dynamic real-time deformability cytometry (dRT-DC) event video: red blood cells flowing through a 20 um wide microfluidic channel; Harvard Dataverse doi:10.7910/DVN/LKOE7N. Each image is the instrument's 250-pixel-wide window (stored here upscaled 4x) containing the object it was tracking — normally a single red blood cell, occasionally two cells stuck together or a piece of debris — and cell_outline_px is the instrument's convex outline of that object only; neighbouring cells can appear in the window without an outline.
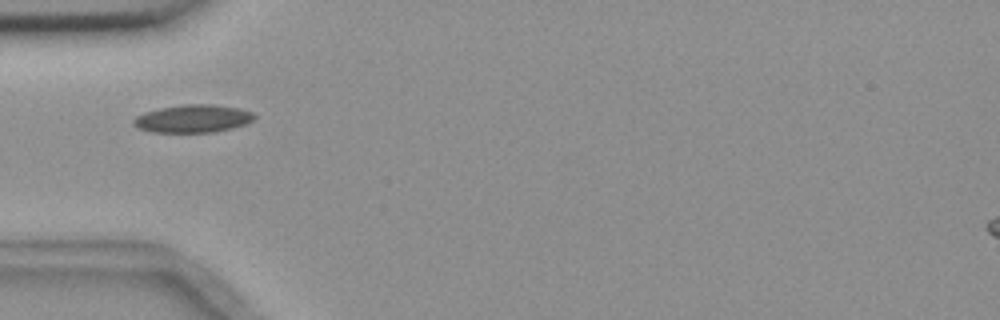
{"species": "common noctule bat (a hibernating species)", "species_latin": "Nyctalus noctula", "temperature_condition": "room temperature", "stored_images_in_passage": 5, "camera_frame_rate_fps": 3000, "um_per_image_px": 0.085, "animal": {"sex": "female", "body_mass_g": 18.4}, "frame": {"image": 1, "passage_image": 3, "time_ms": 2.0, "image_size_px": [1000, 320], "cell_outline_px": [[256, 116], [252, 120], [244, 124], [232, 128], [212, 132], [152, 132], [140, 128], [132, 124], [132, 120], [136, 116], [144, 112], [160, 108], [184, 104], [208, 104], [240, 108], [252, 112]], "centroid_in_image_um": [16.38, 10.08], "position_along_channel_um": 68.6, "area_um2": 19.48}}
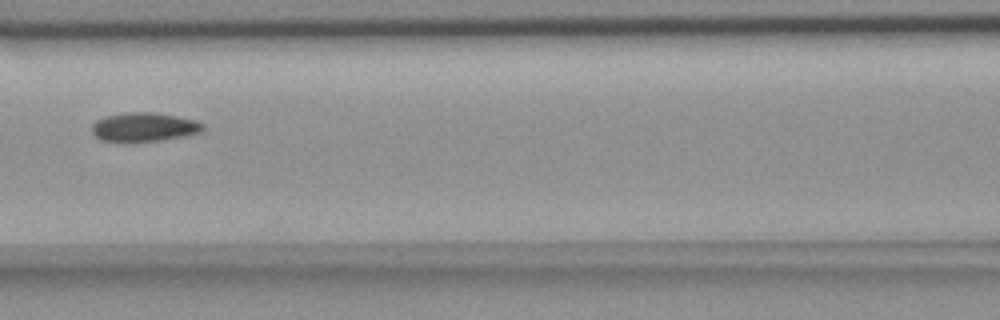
{"frame": {"image": 2, "passage_image": 5, "time_ms": 4.333, "image_size_px": [1000, 320], "cell_outline_px": [[204, 132], [184, 136], [160, 140], [100, 140], [92, 132], [92, 124], [96, 120], [108, 116], [124, 112], [156, 112], [196, 120], [204, 124]], "centroid_in_image_um": [12.3, 10.77], "position_along_channel_um": 154.3, "area_um2": 18.44}}